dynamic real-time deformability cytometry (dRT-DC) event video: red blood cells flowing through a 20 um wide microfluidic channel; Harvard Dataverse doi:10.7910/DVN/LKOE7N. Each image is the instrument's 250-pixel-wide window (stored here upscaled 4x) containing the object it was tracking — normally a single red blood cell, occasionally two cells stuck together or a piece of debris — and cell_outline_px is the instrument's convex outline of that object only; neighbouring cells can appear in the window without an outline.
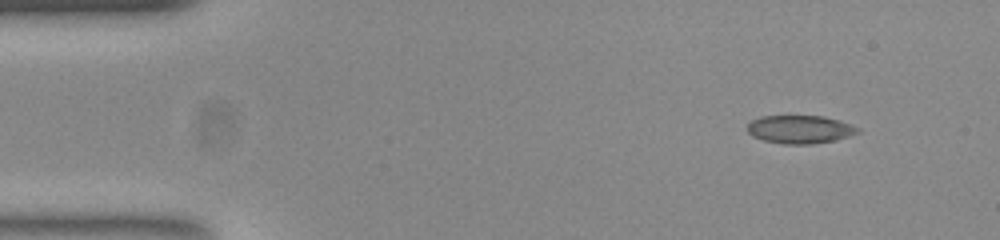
{"species": "common noctule bat (a hibernating species)", "species_latin": "Nyctalus noctula", "temperature_condition": "room temperature", "stored_images_in_passage": 49, "camera_frame_rate_fps": 3000, "um_per_image_px": 0.085, "animal": {"sex": "female", "body_mass_g": 23.0, "forearm_length_mm": 53.4}, "frame": {"image": 1, "passage_image": 1, "time_ms": 0.0, "image_size_px": [1000, 240], "cell_outline_px": [[860, 132], [848, 136], [832, 140], [808, 144], [784, 144], [764, 140], [752, 136], [748, 132], [748, 124], [752, 120], [760, 116], [824, 116], [852, 124], [860, 128]], "centroid_in_image_um": [67.99, 10.98], "position_along_channel_um": 17.0, "area_um2": 17.98}}
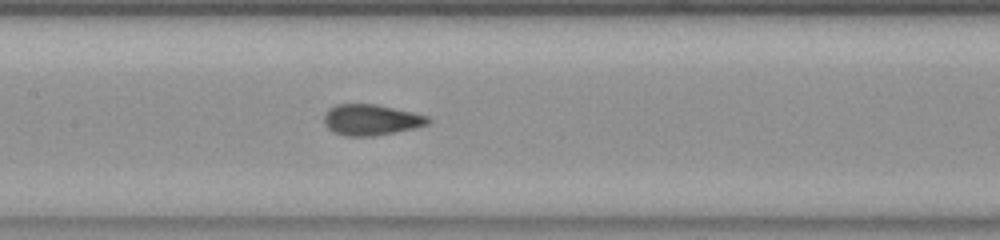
{"frame": {"image": 2, "passage_image": 21, "time_ms": 6.667, "image_size_px": [1000, 240], "cell_outline_px": [[432, 120], [428, 124], [416, 128], [396, 132], [372, 136], [344, 136], [328, 128], [324, 124], [324, 112], [328, 108], [336, 104], [376, 104], [412, 112], [428, 116]], "centroid_in_image_um": [31.54, 10.18], "position_along_channel_um": 175.9, "area_um2": 18.84}}
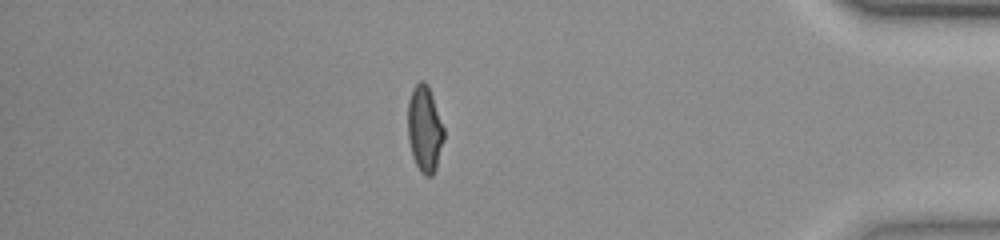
{"frame": {"image": 3, "passage_image": 42, "time_ms": 13.667, "image_size_px": [1000, 240], "cell_outline_px": [[444, 140], [436, 168], [432, 176], [424, 176], [420, 172], [412, 156], [408, 140], [408, 100], [412, 88], [420, 80], [424, 80], [428, 84], [444, 128]], "centroid_in_image_um": [36.09, 10.96], "position_along_channel_um": 399.1, "area_um2": 18.32}, "authors_computed_cell_mechanics": {"area_um2": 18.207, "velocity_mm_per_s": 3.7797, "shape_relaxation_time_tau1_ms": null, "shape_relaxation_time_tau2_ms": 0.9909, "deformation_change_tau1": null, "deformation_change_tau2": 0.0643}}